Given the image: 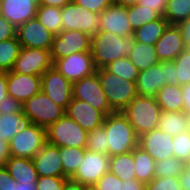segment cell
Returning <instances> with one entry per match:
<instances>
[{
	"instance_id": "cell-36",
	"label": "cell",
	"mask_w": 190,
	"mask_h": 190,
	"mask_svg": "<svg viewBox=\"0 0 190 190\" xmlns=\"http://www.w3.org/2000/svg\"><path fill=\"white\" fill-rule=\"evenodd\" d=\"M127 17L133 30L159 19L161 16L153 9L138 4L127 7Z\"/></svg>"
},
{
	"instance_id": "cell-44",
	"label": "cell",
	"mask_w": 190,
	"mask_h": 190,
	"mask_svg": "<svg viewBox=\"0 0 190 190\" xmlns=\"http://www.w3.org/2000/svg\"><path fill=\"white\" fill-rule=\"evenodd\" d=\"M121 186L122 180L109 171L98 179L92 187L95 190H120Z\"/></svg>"
},
{
	"instance_id": "cell-3",
	"label": "cell",
	"mask_w": 190,
	"mask_h": 190,
	"mask_svg": "<svg viewBox=\"0 0 190 190\" xmlns=\"http://www.w3.org/2000/svg\"><path fill=\"white\" fill-rule=\"evenodd\" d=\"M161 112L155 97L138 95L122 111L138 137L157 129Z\"/></svg>"
},
{
	"instance_id": "cell-57",
	"label": "cell",
	"mask_w": 190,
	"mask_h": 190,
	"mask_svg": "<svg viewBox=\"0 0 190 190\" xmlns=\"http://www.w3.org/2000/svg\"><path fill=\"white\" fill-rule=\"evenodd\" d=\"M72 0H39V5L53 6V7H64Z\"/></svg>"
},
{
	"instance_id": "cell-29",
	"label": "cell",
	"mask_w": 190,
	"mask_h": 190,
	"mask_svg": "<svg viewBox=\"0 0 190 190\" xmlns=\"http://www.w3.org/2000/svg\"><path fill=\"white\" fill-rule=\"evenodd\" d=\"M168 25V21L164 17H160L134 30V40L135 42L154 46Z\"/></svg>"
},
{
	"instance_id": "cell-17",
	"label": "cell",
	"mask_w": 190,
	"mask_h": 190,
	"mask_svg": "<svg viewBox=\"0 0 190 190\" xmlns=\"http://www.w3.org/2000/svg\"><path fill=\"white\" fill-rule=\"evenodd\" d=\"M8 95L22 104L41 91V76L6 72Z\"/></svg>"
},
{
	"instance_id": "cell-59",
	"label": "cell",
	"mask_w": 190,
	"mask_h": 190,
	"mask_svg": "<svg viewBox=\"0 0 190 190\" xmlns=\"http://www.w3.org/2000/svg\"><path fill=\"white\" fill-rule=\"evenodd\" d=\"M12 190H37V189H36V184L17 183L14 179H12Z\"/></svg>"
},
{
	"instance_id": "cell-41",
	"label": "cell",
	"mask_w": 190,
	"mask_h": 190,
	"mask_svg": "<svg viewBox=\"0 0 190 190\" xmlns=\"http://www.w3.org/2000/svg\"><path fill=\"white\" fill-rule=\"evenodd\" d=\"M174 157L186 161L190 157V133L187 131L173 137Z\"/></svg>"
},
{
	"instance_id": "cell-35",
	"label": "cell",
	"mask_w": 190,
	"mask_h": 190,
	"mask_svg": "<svg viewBox=\"0 0 190 190\" xmlns=\"http://www.w3.org/2000/svg\"><path fill=\"white\" fill-rule=\"evenodd\" d=\"M163 17L170 25L190 18V0H168Z\"/></svg>"
},
{
	"instance_id": "cell-30",
	"label": "cell",
	"mask_w": 190,
	"mask_h": 190,
	"mask_svg": "<svg viewBox=\"0 0 190 190\" xmlns=\"http://www.w3.org/2000/svg\"><path fill=\"white\" fill-rule=\"evenodd\" d=\"M27 123L23 112L0 114V139L9 143Z\"/></svg>"
},
{
	"instance_id": "cell-8",
	"label": "cell",
	"mask_w": 190,
	"mask_h": 190,
	"mask_svg": "<svg viewBox=\"0 0 190 190\" xmlns=\"http://www.w3.org/2000/svg\"><path fill=\"white\" fill-rule=\"evenodd\" d=\"M62 30H79L89 36L99 31L100 13L75 4L73 1L61 8Z\"/></svg>"
},
{
	"instance_id": "cell-39",
	"label": "cell",
	"mask_w": 190,
	"mask_h": 190,
	"mask_svg": "<svg viewBox=\"0 0 190 190\" xmlns=\"http://www.w3.org/2000/svg\"><path fill=\"white\" fill-rule=\"evenodd\" d=\"M86 149L102 154H108L107 135L105 128L100 126L87 133Z\"/></svg>"
},
{
	"instance_id": "cell-16",
	"label": "cell",
	"mask_w": 190,
	"mask_h": 190,
	"mask_svg": "<svg viewBox=\"0 0 190 190\" xmlns=\"http://www.w3.org/2000/svg\"><path fill=\"white\" fill-rule=\"evenodd\" d=\"M138 146L148 152L155 162L174 157L173 137L158 128L139 136Z\"/></svg>"
},
{
	"instance_id": "cell-10",
	"label": "cell",
	"mask_w": 190,
	"mask_h": 190,
	"mask_svg": "<svg viewBox=\"0 0 190 190\" xmlns=\"http://www.w3.org/2000/svg\"><path fill=\"white\" fill-rule=\"evenodd\" d=\"M52 61L53 66L72 83L96 72L90 51L73 53Z\"/></svg>"
},
{
	"instance_id": "cell-25",
	"label": "cell",
	"mask_w": 190,
	"mask_h": 190,
	"mask_svg": "<svg viewBox=\"0 0 190 190\" xmlns=\"http://www.w3.org/2000/svg\"><path fill=\"white\" fill-rule=\"evenodd\" d=\"M157 104L162 111L183 112L181 85H164L156 95Z\"/></svg>"
},
{
	"instance_id": "cell-33",
	"label": "cell",
	"mask_w": 190,
	"mask_h": 190,
	"mask_svg": "<svg viewBox=\"0 0 190 190\" xmlns=\"http://www.w3.org/2000/svg\"><path fill=\"white\" fill-rule=\"evenodd\" d=\"M61 8L39 5L37 7L36 17L49 31L57 35L62 30Z\"/></svg>"
},
{
	"instance_id": "cell-53",
	"label": "cell",
	"mask_w": 190,
	"mask_h": 190,
	"mask_svg": "<svg viewBox=\"0 0 190 190\" xmlns=\"http://www.w3.org/2000/svg\"><path fill=\"white\" fill-rule=\"evenodd\" d=\"M120 190H146V184L137 179L124 180Z\"/></svg>"
},
{
	"instance_id": "cell-22",
	"label": "cell",
	"mask_w": 190,
	"mask_h": 190,
	"mask_svg": "<svg viewBox=\"0 0 190 190\" xmlns=\"http://www.w3.org/2000/svg\"><path fill=\"white\" fill-rule=\"evenodd\" d=\"M154 46L160 62L174 61V59L186 49L179 28L177 25L170 24Z\"/></svg>"
},
{
	"instance_id": "cell-54",
	"label": "cell",
	"mask_w": 190,
	"mask_h": 190,
	"mask_svg": "<svg viewBox=\"0 0 190 190\" xmlns=\"http://www.w3.org/2000/svg\"><path fill=\"white\" fill-rule=\"evenodd\" d=\"M181 91L183 94V111L190 115V83L181 86Z\"/></svg>"
},
{
	"instance_id": "cell-37",
	"label": "cell",
	"mask_w": 190,
	"mask_h": 190,
	"mask_svg": "<svg viewBox=\"0 0 190 190\" xmlns=\"http://www.w3.org/2000/svg\"><path fill=\"white\" fill-rule=\"evenodd\" d=\"M105 69L110 73L123 78L124 80L134 82H136L139 75V70L128 59V57L112 61L105 67Z\"/></svg>"
},
{
	"instance_id": "cell-23",
	"label": "cell",
	"mask_w": 190,
	"mask_h": 190,
	"mask_svg": "<svg viewBox=\"0 0 190 190\" xmlns=\"http://www.w3.org/2000/svg\"><path fill=\"white\" fill-rule=\"evenodd\" d=\"M166 85V68L161 64L139 71L136 80L138 96L156 97L158 90Z\"/></svg>"
},
{
	"instance_id": "cell-12",
	"label": "cell",
	"mask_w": 190,
	"mask_h": 190,
	"mask_svg": "<svg viewBox=\"0 0 190 190\" xmlns=\"http://www.w3.org/2000/svg\"><path fill=\"white\" fill-rule=\"evenodd\" d=\"M72 88L73 83L54 66L47 69L41 76V91L65 110L73 98Z\"/></svg>"
},
{
	"instance_id": "cell-40",
	"label": "cell",
	"mask_w": 190,
	"mask_h": 190,
	"mask_svg": "<svg viewBox=\"0 0 190 190\" xmlns=\"http://www.w3.org/2000/svg\"><path fill=\"white\" fill-rule=\"evenodd\" d=\"M176 78L179 79V85L190 83V50L185 49L175 59Z\"/></svg>"
},
{
	"instance_id": "cell-38",
	"label": "cell",
	"mask_w": 190,
	"mask_h": 190,
	"mask_svg": "<svg viewBox=\"0 0 190 190\" xmlns=\"http://www.w3.org/2000/svg\"><path fill=\"white\" fill-rule=\"evenodd\" d=\"M184 162L176 157L166 158L156 162L155 178L173 176L179 177L183 173Z\"/></svg>"
},
{
	"instance_id": "cell-32",
	"label": "cell",
	"mask_w": 190,
	"mask_h": 190,
	"mask_svg": "<svg viewBox=\"0 0 190 190\" xmlns=\"http://www.w3.org/2000/svg\"><path fill=\"white\" fill-rule=\"evenodd\" d=\"M86 148L60 147V158L63 174L71 178L78 170L81 164Z\"/></svg>"
},
{
	"instance_id": "cell-27",
	"label": "cell",
	"mask_w": 190,
	"mask_h": 190,
	"mask_svg": "<svg viewBox=\"0 0 190 190\" xmlns=\"http://www.w3.org/2000/svg\"><path fill=\"white\" fill-rule=\"evenodd\" d=\"M127 57L139 71L146 70L160 63L155 52V46L140 42H135Z\"/></svg>"
},
{
	"instance_id": "cell-46",
	"label": "cell",
	"mask_w": 190,
	"mask_h": 190,
	"mask_svg": "<svg viewBox=\"0 0 190 190\" xmlns=\"http://www.w3.org/2000/svg\"><path fill=\"white\" fill-rule=\"evenodd\" d=\"M21 113L22 103L13 97L7 95L3 101L0 102V114L3 113Z\"/></svg>"
},
{
	"instance_id": "cell-21",
	"label": "cell",
	"mask_w": 190,
	"mask_h": 190,
	"mask_svg": "<svg viewBox=\"0 0 190 190\" xmlns=\"http://www.w3.org/2000/svg\"><path fill=\"white\" fill-rule=\"evenodd\" d=\"M38 176L66 177L63 174L60 147L46 143L32 158Z\"/></svg>"
},
{
	"instance_id": "cell-62",
	"label": "cell",
	"mask_w": 190,
	"mask_h": 190,
	"mask_svg": "<svg viewBox=\"0 0 190 190\" xmlns=\"http://www.w3.org/2000/svg\"><path fill=\"white\" fill-rule=\"evenodd\" d=\"M86 190H95L93 187H87Z\"/></svg>"
},
{
	"instance_id": "cell-34",
	"label": "cell",
	"mask_w": 190,
	"mask_h": 190,
	"mask_svg": "<svg viewBox=\"0 0 190 190\" xmlns=\"http://www.w3.org/2000/svg\"><path fill=\"white\" fill-rule=\"evenodd\" d=\"M22 46L18 37L0 41V71H11Z\"/></svg>"
},
{
	"instance_id": "cell-11",
	"label": "cell",
	"mask_w": 190,
	"mask_h": 190,
	"mask_svg": "<svg viewBox=\"0 0 190 190\" xmlns=\"http://www.w3.org/2000/svg\"><path fill=\"white\" fill-rule=\"evenodd\" d=\"M110 156L85 150L84 158L77 172L70 178L86 187H92L98 179L109 172Z\"/></svg>"
},
{
	"instance_id": "cell-14",
	"label": "cell",
	"mask_w": 190,
	"mask_h": 190,
	"mask_svg": "<svg viewBox=\"0 0 190 190\" xmlns=\"http://www.w3.org/2000/svg\"><path fill=\"white\" fill-rule=\"evenodd\" d=\"M91 36L79 30H61L55 35L51 58L61 59L73 53L90 51Z\"/></svg>"
},
{
	"instance_id": "cell-47",
	"label": "cell",
	"mask_w": 190,
	"mask_h": 190,
	"mask_svg": "<svg viewBox=\"0 0 190 190\" xmlns=\"http://www.w3.org/2000/svg\"><path fill=\"white\" fill-rule=\"evenodd\" d=\"M17 36V28L0 14V41Z\"/></svg>"
},
{
	"instance_id": "cell-20",
	"label": "cell",
	"mask_w": 190,
	"mask_h": 190,
	"mask_svg": "<svg viewBox=\"0 0 190 190\" xmlns=\"http://www.w3.org/2000/svg\"><path fill=\"white\" fill-rule=\"evenodd\" d=\"M39 0H0V14L18 28L35 18Z\"/></svg>"
},
{
	"instance_id": "cell-9",
	"label": "cell",
	"mask_w": 190,
	"mask_h": 190,
	"mask_svg": "<svg viewBox=\"0 0 190 190\" xmlns=\"http://www.w3.org/2000/svg\"><path fill=\"white\" fill-rule=\"evenodd\" d=\"M72 95L74 99L89 103L105 116L113 112L110 109L96 73L73 82Z\"/></svg>"
},
{
	"instance_id": "cell-56",
	"label": "cell",
	"mask_w": 190,
	"mask_h": 190,
	"mask_svg": "<svg viewBox=\"0 0 190 190\" xmlns=\"http://www.w3.org/2000/svg\"><path fill=\"white\" fill-rule=\"evenodd\" d=\"M8 95L7 92V79H6V72L0 71V102L6 98Z\"/></svg>"
},
{
	"instance_id": "cell-45",
	"label": "cell",
	"mask_w": 190,
	"mask_h": 190,
	"mask_svg": "<svg viewBox=\"0 0 190 190\" xmlns=\"http://www.w3.org/2000/svg\"><path fill=\"white\" fill-rule=\"evenodd\" d=\"M75 4L89 9L95 13H101L105 8L111 5L114 0H72Z\"/></svg>"
},
{
	"instance_id": "cell-42",
	"label": "cell",
	"mask_w": 190,
	"mask_h": 190,
	"mask_svg": "<svg viewBox=\"0 0 190 190\" xmlns=\"http://www.w3.org/2000/svg\"><path fill=\"white\" fill-rule=\"evenodd\" d=\"M146 190H182L179 177L153 178L146 184Z\"/></svg>"
},
{
	"instance_id": "cell-26",
	"label": "cell",
	"mask_w": 190,
	"mask_h": 190,
	"mask_svg": "<svg viewBox=\"0 0 190 190\" xmlns=\"http://www.w3.org/2000/svg\"><path fill=\"white\" fill-rule=\"evenodd\" d=\"M135 175L138 181L145 184L155 178L156 162L151 155L139 146L133 149Z\"/></svg>"
},
{
	"instance_id": "cell-5",
	"label": "cell",
	"mask_w": 190,
	"mask_h": 190,
	"mask_svg": "<svg viewBox=\"0 0 190 190\" xmlns=\"http://www.w3.org/2000/svg\"><path fill=\"white\" fill-rule=\"evenodd\" d=\"M22 112L28 123L48 128L65 115V109L54 103L44 92L39 91L22 104Z\"/></svg>"
},
{
	"instance_id": "cell-7",
	"label": "cell",
	"mask_w": 190,
	"mask_h": 190,
	"mask_svg": "<svg viewBox=\"0 0 190 190\" xmlns=\"http://www.w3.org/2000/svg\"><path fill=\"white\" fill-rule=\"evenodd\" d=\"M46 143V128L27 123L9 142L10 155L13 157L33 158Z\"/></svg>"
},
{
	"instance_id": "cell-1",
	"label": "cell",
	"mask_w": 190,
	"mask_h": 190,
	"mask_svg": "<svg viewBox=\"0 0 190 190\" xmlns=\"http://www.w3.org/2000/svg\"><path fill=\"white\" fill-rule=\"evenodd\" d=\"M134 44L133 35L120 37L112 32L98 31L91 37L90 44L95 68H105L112 61L127 57Z\"/></svg>"
},
{
	"instance_id": "cell-61",
	"label": "cell",
	"mask_w": 190,
	"mask_h": 190,
	"mask_svg": "<svg viewBox=\"0 0 190 190\" xmlns=\"http://www.w3.org/2000/svg\"><path fill=\"white\" fill-rule=\"evenodd\" d=\"M187 132L190 133V115H187Z\"/></svg>"
},
{
	"instance_id": "cell-4",
	"label": "cell",
	"mask_w": 190,
	"mask_h": 190,
	"mask_svg": "<svg viewBox=\"0 0 190 190\" xmlns=\"http://www.w3.org/2000/svg\"><path fill=\"white\" fill-rule=\"evenodd\" d=\"M101 87L113 112H122L137 96L136 82L124 80L105 68L96 69Z\"/></svg>"
},
{
	"instance_id": "cell-51",
	"label": "cell",
	"mask_w": 190,
	"mask_h": 190,
	"mask_svg": "<svg viewBox=\"0 0 190 190\" xmlns=\"http://www.w3.org/2000/svg\"><path fill=\"white\" fill-rule=\"evenodd\" d=\"M177 27L181 32L186 49L190 50V18L178 23Z\"/></svg>"
},
{
	"instance_id": "cell-19",
	"label": "cell",
	"mask_w": 190,
	"mask_h": 190,
	"mask_svg": "<svg viewBox=\"0 0 190 190\" xmlns=\"http://www.w3.org/2000/svg\"><path fill=\"white\" fill-rule=\"evenodd\" d=\"M65 114L76 121L85 131L90 132L103 125L105 115L89 103L72 98Z\"/></svg>"
},
{
	"instance_id": "cell-52",
	"label": "cell",
	"mask_w": 190,
	"mask_h": 190,
	"mask_svg": "<svg viewBox=\"0 0 190 190\" xmlns=\"http://www.w3.org/2000/svg\"><path fill=\"white\" fill-rule=\"evenodd\" d=\"M12 179L5 166L0 167V190H12Z\"/></svg>"
},
{
	"instance_id": "cell-6",
	"label": "cell",
	"mask_w": 190,
	"mask_h": 190,
	"mask_svg": "<svg viewBox=\"0 0 190 190\" xmlns=\"http://www.w3.org/2000/svg\"><path fill=\"white\" fill-rule=\"evenodd\" d=\"M47 142L58 147L86 148L87 131L66 114L47 129Z\"/></svg>"
},
{
	"instance_id": "cell-13",
	"label": "cell",
	"mask_w": 190,
	"mask_h": 190,
	"mask_svg": "<svg viewBox=\"0 0 190 190\" xmlns=\"http://www.w3.org/2000/svg\"><path fill=\"white\" fill-rule=\"evenodd\" d=\"M52 66L50 50L22 47L11 71L18 74L42 76Z\"/></svg>"
},
{
	"instance_id": "cell-55",
	"label": "cell",
	"mask_w": 190,
	"mask_h": 190,
	"mask_svg": "<svg viewBox=\"0 0 190 190\" xmlns=\"http://www.w3.org/2000/svg\"><path fill=\"white\" fill-rule=\"evenodd\" d=\"M10 156L9 143L0 139V167L5 166V162Z\"/></svg>"
},
{
	"instance_id": "cell-2",
	"label": "cell",
	"mask_w": 190,
	"mask_h": 190,
	"mask_svg": "<svg viewBox=\"0 0 190 190\" xmlns=\"http://www.w3.org/2000/svg\"><path fill=\"white\" fill-rule=\"evenodd\" d=\"M102 126L106 131L110 157L133 151L138 146L139 137L122 112L106 115Z\"/></svg>"
},
{
	"instance_id": "cell-28",
	"label": "cell",
	"mask_w": 190,
	"mask_h": 190,
	"mask_svg": "<svg viewBox=\"0 0 190 190\" xmlns=\"http://www.w3.org/2000/svg\"><path fill=\"white\" fill-rule=\"evenodd\" d=\"M157 128L174 137L187 131V114L183 112L162 111Z\"/></svg>"
},
{
	"instance_id": "cell-18",
	"label": "cell",
	"mask_w": 190,
	"mask_h": 190,
	"mask_svg": "<svg viewBox=\"0 0 190 190\" xmlns=\"http://www.w3.org/2000/svg\"><path fill=\"white\" fill-rule=\"evenodd\" d=\"M99 31L112 32L120 37L133 35L127 8L114 2L100 13Z\"/></svg>"
},
{
	"instance_id": "cell-60",
	"label": "cell",
	"mask_w": 190,
	"mask_h": 190,
	"mask_svg": "<svg viewBox=\"0 0 190 190\" xmlns=\"http://www.w3.org/2000/svg\"><path fill=\"white\" fill-rule=\"evenodd\" d=\"M138 1L139 0H114V3L127 8L138 4Z\"/></svg>"
},
{
	"instance_id": "cell-24",
	"label": "cell",
	"mask_w": 190,
	"mask_h": 190,
	"mask_svg": "<svg viewBox=\"0 0 190 190\" xmlns=\"http://www.w3.org/2000/svg\"><path fill=\"white\" fill-rule=\"evenodd\" d=\"M5 168L17 183L36 184L38 174L32 158L10 156L5 162Z\"/></svg>"
},
{
	"instance_id": "cell-31",
	"label": "cell",
	"mask_w": 190,
	"mask_h": 190,
	"mask_svg": "<svg viewBox=\"0 0 190 190\" xmlns=\"http://www.w3.org/2000/svg\"><path fill=\"white\" fill-rule=\"evenodd\" d=\"M133 151L110 157L109 171L122 181L136 179Z\"/></svg>"
},
{
	"instance_id": "cell-15",
	"label": "cell",
	"mask_w": 190,
	"mask_h": 190,
	"mask_svg": "<svg viewBox=\"0 0 190 190\" xmlns=\"http://www.w3.org/2000/svg\"><path fill=\"white\" fill-rule=\"evenodd\" d=\"M17 37L22 47L51 50L55 34L35 17L17 28Z\"/></svg>"
},
{
	"instance_id": "cell-50",
	"label": "cell",
	"mask_w": 190,
	"mask_h": 190,
	"mask_svg": "<svg viewBox=\"0 0 190 190\" xmlns=\"http://www.w3.org/2000/svg\"><path fill=\"white\" fill-rule=\"evenodd\" d=\"M183 173L179 176L182 190H190V157L184 161Z\"/></svg>"
},
{
	"instance_id": "cell-48",
	"label": "cell",
	"mask_w": 190,
	"mask_h": 190,
	"mask_svg": "<svg viewBox=\"0 0 190 190\" xmlns=\"http://www.w3.org/2000/svg\"><path fill=\"white\" fill-rule=\"evenodd\" d=\"M168 0H139L138 5L144 6L147 9H153L156 11L161 17L165 14V9L167 6Z\"/></svg>"
},
{
	"instance_id": "cell-49",
	"label": "cell",
	"mask_w": 190,
	"mask_h": 190,
	"mask_svg": "<svg viewBox=\"0 0 190 190\" xmlns=\"http://www.w3.org/2000/svg\"><path fill=\"white\" fill-rule=\"evenodd\" d=\"M160 63L166 68V84L179 85L174 61H161Z\"/></svg>"
},
{
	"instance_id": "cell-58",
	"label": "cell",
	"mask_w": 190,
	"mask_h": 190,
	"mask_svg": "<svg viewBox=\"0 0 190 190\" xmlns=\"http://www.w3.org/2000/svg\"><path fill=\"white\" fill-rule=\"evenodd\" d=\"M86 186L73 181L72 179H68L65 182V185L63 186L62 190H86Z\"/></svg>"
},
{
	"instance_id": "cell-43",
	"label": "cell",
	"mask_w": 190,
	"mask_h": 190,
	"mask_svg": "<svg viewBox=\"0 0 190 190\" xmlns=\"http://www.w3.org/2000/svg\"><path fill=\"white\" fill-rule=\"evenodd\" d=\"M67 177L38 176L36 181L37 190H62Z\"/></svg>"
}]
</instances>
